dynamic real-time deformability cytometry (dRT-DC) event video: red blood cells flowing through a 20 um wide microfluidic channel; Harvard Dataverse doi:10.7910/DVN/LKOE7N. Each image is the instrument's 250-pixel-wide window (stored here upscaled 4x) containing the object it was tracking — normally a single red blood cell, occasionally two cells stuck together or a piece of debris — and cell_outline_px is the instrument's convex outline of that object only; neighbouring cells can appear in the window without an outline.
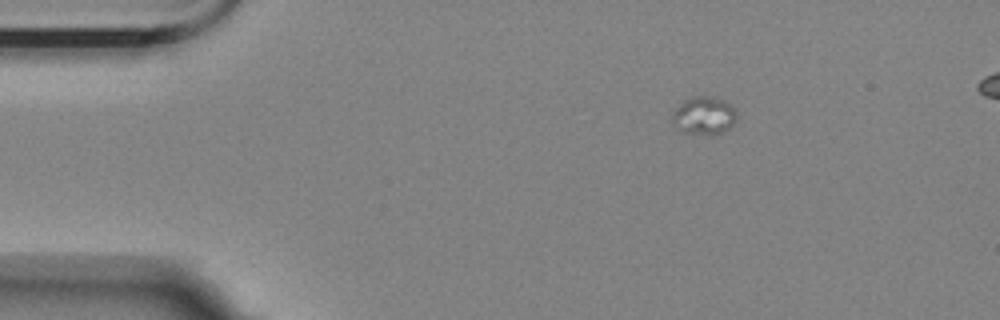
{"species": "Egyptian fruit bat (a non-hibernating species)", "species_latin": "Rousettus aegyptiacus", "temperature_condition": "room temperature", "stored_images_in_passage": 48, "camera_frame_rate_fps": 3000, "um_per_image_px": 0.085, "animal": {"sex": "female"}, "frame": {"image": 1, "passage_image": 1, "time_ms": 0.0, "image_size_px": [1000, 320], "cell_outline_px": [[736, 120], [728, 128], [712, 136], [708, 136], [684, 132], [672, 124], [672, 112], [680, 104], [692, 96], [708, 96], [724, 100], [736, 108]], "centroid_in_image_um": [59.83, 9.84], "position_along_channel_um": 25.2, "area_um2": 14.33}}
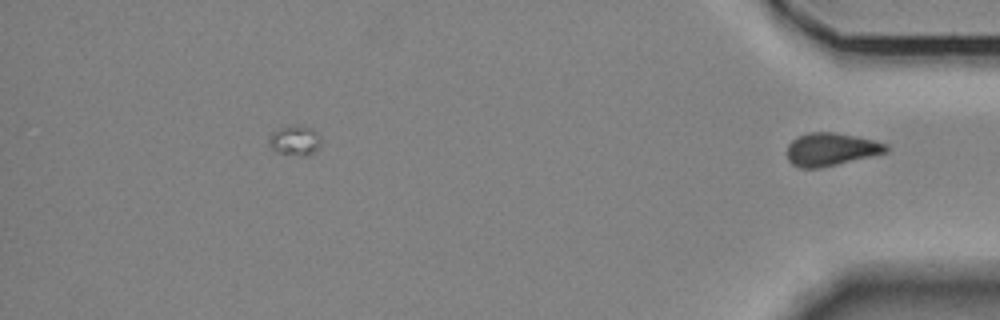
{"frame": {"image": 2, "passage_image": 48, "time_ms": 15.667, "image_size_px": [1000, 320], "cell_outline_px": [[888, 152], [820, 168], [800, 168], [792, 164], [788, 160], [788, 144], [796, 136], [808, 132], [832, 132], [856, 136], [888, 144]], "centroid_in_image_um": [70.61, 12.69], "position_along_channel_um": 364.6, "area_um2": 18.96}}